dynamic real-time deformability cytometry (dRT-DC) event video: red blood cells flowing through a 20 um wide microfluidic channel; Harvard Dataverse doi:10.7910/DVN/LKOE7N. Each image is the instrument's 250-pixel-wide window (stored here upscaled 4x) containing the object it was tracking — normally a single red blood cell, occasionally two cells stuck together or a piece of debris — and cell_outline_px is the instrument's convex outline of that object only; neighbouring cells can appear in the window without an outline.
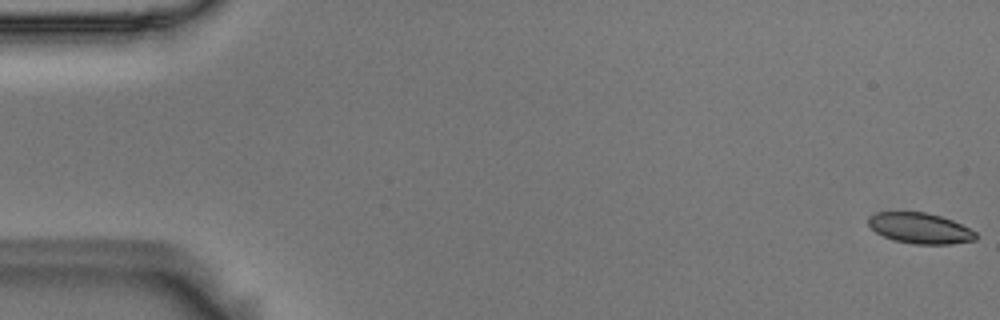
{"species": "Egyptian fruit bat (a non-hibernating species)", "species_latin": "Rousettus aegyptiacus", "temperature_condition": "room temperature", "stored_images_in_passage": 8, "camera_frame_rate_fps": 3000, "um_per_image_px": 0.085, "animal": {"sex": "male"}, "frame": {"image": 1, "passage_image": 1, "time_ms": 0.0, "image_size_px": [1000, 320], "cell_outline_px": [[976, 240], [948, 244], [916, 244], [896, 240], [884, 236], [876, 232], [868, 224], [868, 216], [876, 212], [924, 212], [940, 216], [952, 220], [976, 232]], "centroid_in_image_um": [78.19, 19.39], "position_along_channel_um": 6.8, "area_um2": 18.96}}
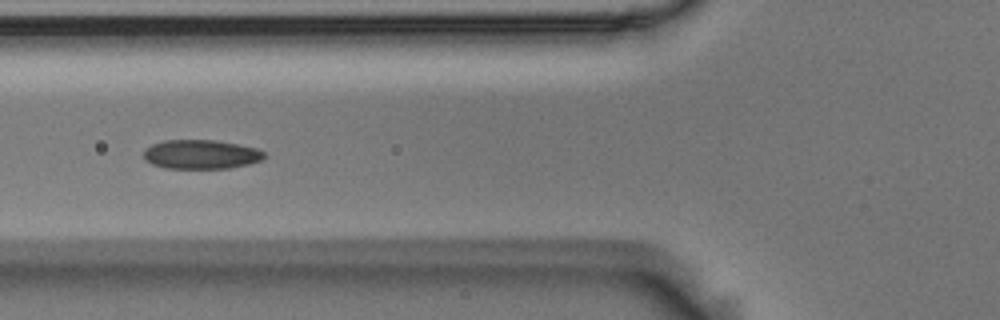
{"frame": {"image": 2, "passage_image": 7, "time_ms": 2.0, "image_size_px": [1000, 320], "cell_outline_px": [[264, 156], [260, 160], [248, 164], [228, 168], [164, 168], [152, 164], [144, 160], [144, 148], [152, 144], [164, 140], [216, 140], [256, 148], [264, 152]], "centroid_in_image_um": [17.03, 13.12], "position_along_channel_um": 108.8, "area_um2": 20.4}}
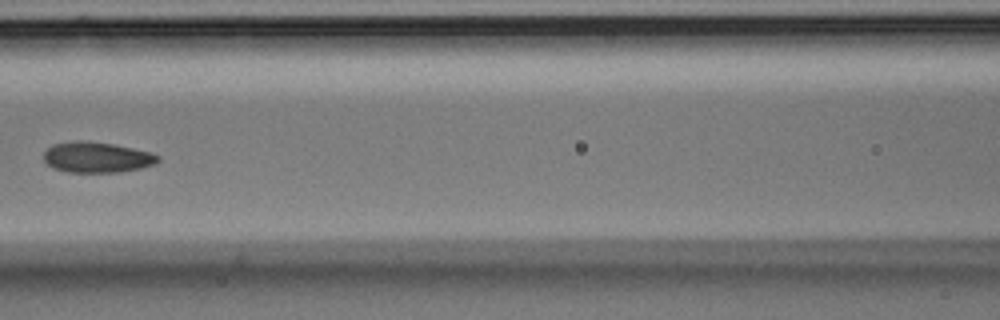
{"frame": {"image": 3, "passage_image": 8, "time_ms": 2.333, "image_size_px": [1000, 320], "cell_outline_px": [[160, 160], [156, 164], [140, 168], [120, 172], [68, 172], [52, 168], [44, 160], [44, 152], [52, 144], [72, 140], [88, 140], [112, 144], [152, 152], [160, 156]], "centroid_in_image_um": [8.23, 13.36], "position_along_channel_um": 158.4, "area_um2": 20.63}}